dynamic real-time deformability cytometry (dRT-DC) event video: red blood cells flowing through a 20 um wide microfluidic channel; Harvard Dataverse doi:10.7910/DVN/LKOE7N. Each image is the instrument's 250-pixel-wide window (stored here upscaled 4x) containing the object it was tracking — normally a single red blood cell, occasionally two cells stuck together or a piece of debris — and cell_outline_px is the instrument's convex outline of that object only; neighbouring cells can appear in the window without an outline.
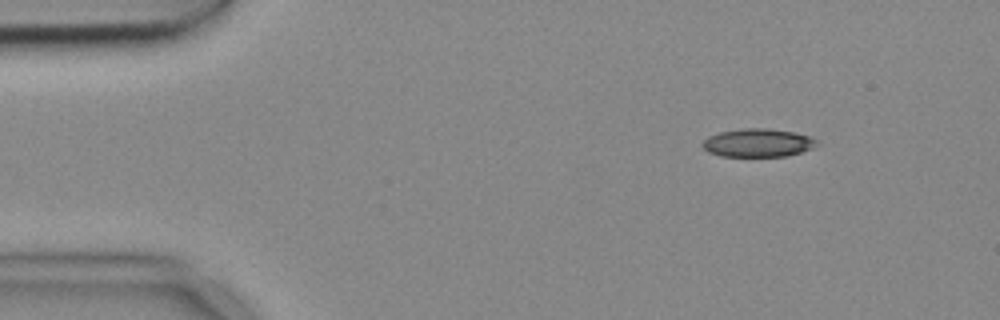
{"species": "common noctule bat (a hibernating species)", "species_latin": "Nyctalus noctula", "temperature_condition": "cold", "stored_images_in_passage": 5, "camera_frame_rate_fps": 3000, "um_per_image_px": 0.085, "animal": {"sex": "female", "body_mass_g": 18.4}, "frame": {"image": 1, "passage_image": 1, "time_ms": 0.0, "image_size_px": [1000, 320], "cell_outline_px": [[820, 144], [812, 148], [800, 152], [784, 156], [720, 156], [708, 152], [700, 144], [708, 136], [720, 132], [744, 128], [768, 128], [792, 132], [808, 136], [816, 140]], "centroid_in_image_um": [64.39, 12.14], "position_along_channel_um": 20.6, "area_um2": 18.73}}
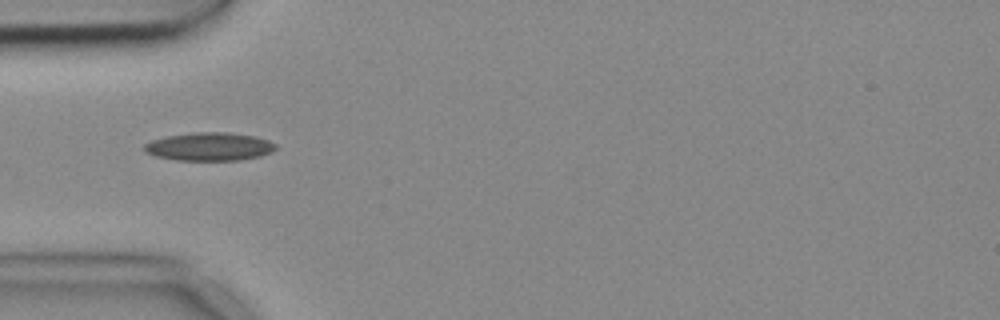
{"frame": {"image": 2, "passage_image": 3, "time_ms": 0.667, "image_size_px": [1000, 320], "cell_outline_px": [[276, 148], [272, 152], [260, 156], [240, 160], [176, 160], [156, 156], [144, 152], [144, 144], [152, 140], [164, 136], [196, 132], [228, 132], [256, 136], [268, 140], [276, 144]], "centroid_in_image_um": [17.8, 12.45], "position_along_channel_um": 67.2, "area_um2": 21.73}}
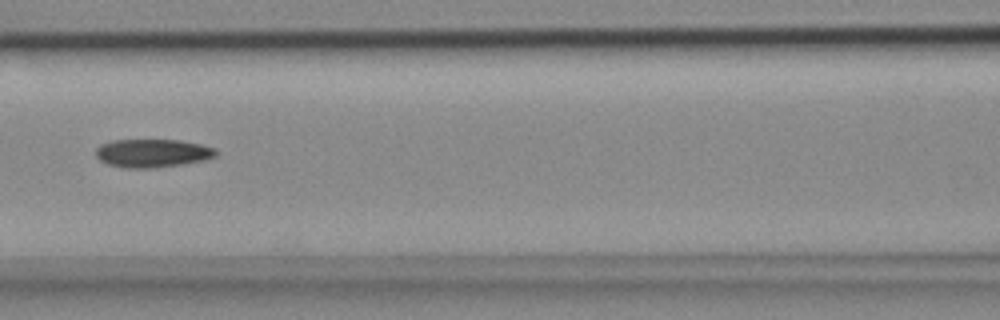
{"frame": {"image": 3, "passage_image": 5, "time_ms": 1.333, "image_size_px": [1000, 320], "cell_outline_px": [[216, 156], [204, 160], [184, 164], [152, 168], [124, 168], [108, 164], [100, 160], [96, 156], [96, 148], [100, 144], [112, 140], [180, 140], [200, 144], [216, 148]], "centroid_in_image_um": [12.95, 13.02], "position_along_channel_um": 153.7, "area_um2": 19.88}}